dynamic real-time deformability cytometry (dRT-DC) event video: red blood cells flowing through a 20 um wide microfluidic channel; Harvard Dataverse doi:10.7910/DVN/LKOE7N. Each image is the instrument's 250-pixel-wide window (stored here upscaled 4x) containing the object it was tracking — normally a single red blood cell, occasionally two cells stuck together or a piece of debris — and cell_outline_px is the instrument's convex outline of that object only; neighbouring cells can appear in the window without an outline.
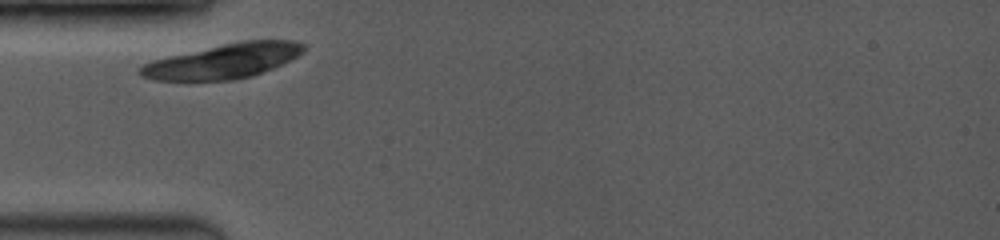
{"species": "common noctule bat (a hibernating species)", "species_latin": "Nyctalus noctula", "temperature_condition": "room temperature", "stored_images_in_passage": 1, "camera_frame_rate_fps": 3500, "um_per_image_px": 0.085, "animal": {"sex": "female", "body_mass_g": 19.0, "forearm_length_mm": 53.3}, "frame": {"image": 1, "passage_image": 1, "time_ms": 0.0, "image_size_px": [1000, 240], "cell_outline_px": [[304, 52], [272, 68], [252, 76], [232, 80], [152, 80], [140, 76], [136, 72], [144, 64], [152, 60], [224, 44], [244, 40], [292, 40], [304, 44]], "centroid_in_image_um": [18.96, 5.2], "position_along_channel_um": 66.0, "area_um2": 32.54}}